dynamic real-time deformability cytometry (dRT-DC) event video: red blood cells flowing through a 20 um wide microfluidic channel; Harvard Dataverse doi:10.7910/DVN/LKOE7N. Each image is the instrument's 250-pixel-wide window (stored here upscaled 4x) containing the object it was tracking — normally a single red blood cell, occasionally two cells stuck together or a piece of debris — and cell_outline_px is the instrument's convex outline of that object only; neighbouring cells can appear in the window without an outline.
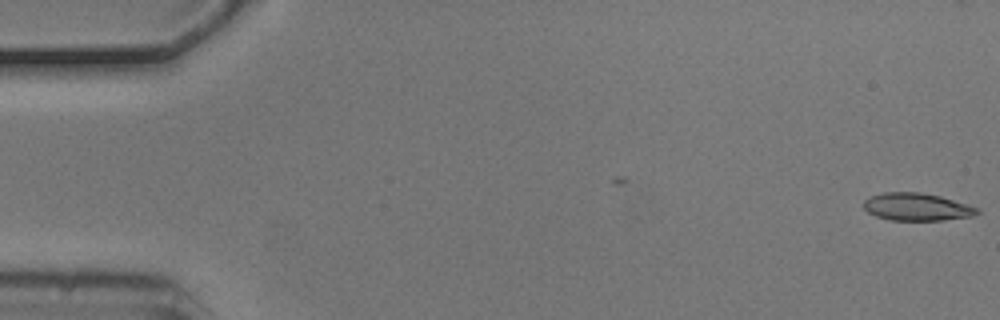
{"species": "common noctule bat (a hibernating species)", "species_latin": "Nyctalus noctula", "temperature_condition": "cold", "stored_images_in_passage": 4, "camera_frame_rate_fps": 3000, "um_per_image_px": 0.085, "animal": {"sex": "male", "body_mass_g": 20.5, "forearm_length_mm": 52.5}, "frame": {"image": 1, "passage_image": 1, "time_ms": 0.0, "image_size_px": [1000, 320], "cell_outline_px": [[980, 212], [972, 216], [944, 220], [888, 220], [876, 216], [868, 212], [864, 208], [864, 200], [872, 196], [884, 192], [920, 192], [940, 196], [968, 204], [980, 208]], "centroid_in_image_um": [77.95, 17.59], "position_along_channel_um": 7.0, "area_um2": 18.26}}
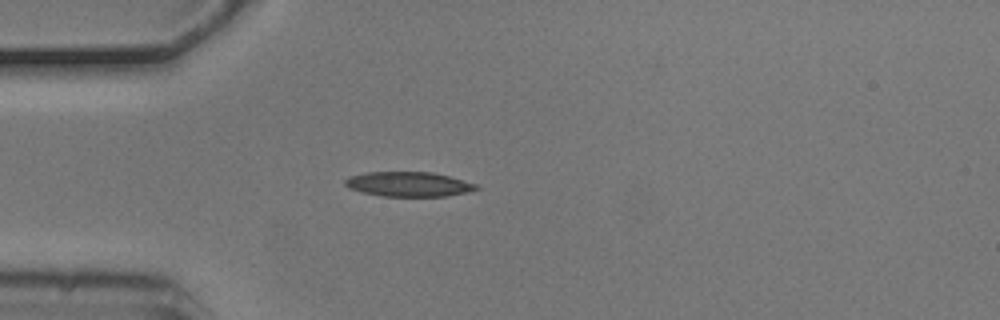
{"frame": {"image": 2, "passage_image": 4, "time_ms": 1.0, "image_size_px": [1000, 320], "cell_outline_px": [[480, 188], [468, 192], [448, 196], [384, 196], [364, 192], [348, 188], [344, 184], [344, 180], [348, 176], [364, 172], [432, 172], [480, 184]], "centroid_in_image_um": [34.75, 15.65], "position_along_channel_um": 50.2, "area_um2": 19.02}}